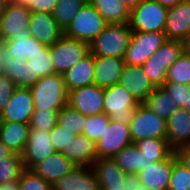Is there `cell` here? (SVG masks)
I'll use <instances>...</instances> for the list:
<instances>
[{
  "instance_id": "obj_7",
  "label": "cell",
  "mask_w": 190,
  "mask_h": 190,
  "mask_svg": "<svg viewBox=\"0 0 190 190\" xmlns=\"http://www.w3.org/2000/svg\"><path fill=\"white\" fill-rule=\"evenodd\" d=\"M107 24L97 9L90 3H86L64 31V35L90 44Z\"/></svg>"
},
{
  "instance_id": "obj_32",
  "label": "cell",
  "mask_w": 190,
  "mask_h": 190,
  "mask_svg": "<svg viewBox=\"0 0 190 190\" xmlns=\"http://www.w3.org/2000/svg\"><path fill=\"white\" fill-rule=\"evenodd\" d=\"M135 144L149 162L164 161L174 152L166 138H145Z\"/></svg>"
},
{
  "instance_id": "obj_26",
  "label": "cell",
  "mask_w": 190,
  "mask_h": 190,
  "mask_svg": "<svg viewBox=\"0 0 190 190\" xmlns=\"http://www.w3.org/2000/svg\"><path fill=\"white\" fill-rule=\"evenodd\" d=\"M29 123L0 121V140L14 153L22 155L29 136Z\"/></svg>"
},
{
  "instance_id": "obj_9",
  "label": "cell",
  "mask_w": 190,
  "mask_h": 190,
  "mask_svg": "<svg viewBox=\"0 0 190 190\" xmlns=\"http://www.w3.org/2000/svg\"><path fill=\"white\" fill-rule=\"evenodd\" d=\"M166 41L164 32H133L123 60L127 65L142 66Z\"/></svg>"
},
{
  "instance_id": "obj_22",
  "label": "cell",
  "mask_w": 190,
  "mask_h": 190,
  "mask_svg": "<svg viewBox=\"0 0 190 190\" xmlns=\"http://www.w3.org/2000/svg\"><path fill=\"white\" fill-rule=\"evenodd\" d=\"M75 166L61 152H55L36 164L31 170L52 185L69 173Z\"/></svg>"
},
{
  "instance_id": "obj_53",
  "label": "cell",
  "mask_w": 190,
  "mask_h": 190,
  "mask_svg": "<svg viewBox=\"0 0 190 190\" xmlns=\"http://www.w3.org/2000/svg\"><path fill=\"white\" fill-rule=\"evenodd\" d=\"M10 1L9 0H0V18L3 16L5 13L7 6L9 5Z\"/></svg>"
},
{
  "instance_id": "obj_38",
  "label": "cell",
  "mask_w": 190,
  "mask_h": 190,
  "mask_svg": "<svg viewBox=\"0 0 190 190\" xmlns=\"http://www.w3.org/2000/svg\"><path fill=\"white\" fill-rule=\"evenodd\" d=\"M109 122L110 117L104 113L93 116H86V119L84 120L82 135L87 136L92 141L97 143L103 136V133L106 127H108Z\"/></svg>"
},
{
  "instance_id": "obj_18",
  "label": "cell",
  "mask_w": 190,
  "mask_h": 190,
  "mask_svg": "<svg viewBox=\"0 0 190 190\" xmlns=\"http://www.w3.org/2000/svg\"><path fill=\"white\" fill-rule=\"evenodd\" d=\"M164 33L167 40L182 42L190 36V0H183L176 6L168 8Z\"/></svg>"
},
{
  "instance_id": "obj_34",
  "label": "cell",
  "mask_w": 190,
  "mask_h": 190,
  "mask_svg": "<svg viewBox=\"0 0 190 190\" xmlns=\"http://www.w3.org/2000/svg\"><path fill=\"white\" fill-rule=\"evenodd\" d=\"M85 4L83 0H58L52 15L65 31Z\"/></svg>"
},
{
  "instance_id": "obj_23",
  "label": "cell",
  "mask_w": 190,
  "mask_h": 190,
  "mask_svg": "<svg viewBox=\"0 0 190 190\" xmlns=\"http://www.w3.org/2000/svg\"><path fill=\"white\" fill-rule=\"evenodd\" d=\"M94 84L107 88L119 83L125 62L117 57H94Z\"/></svg>"
},
{
  "instance_id": "obj_1",
  "label": "cell",
  "mask_w": 190,
  "mask_h": 190,
  "mask_svg": "<svg viewBox=\"0 0 190 190\" xmlns=\"http://www.w3.org/2000/svg\"><path fill=\"white\" fill-rule=\"evenodd\" d=\"M129 23L107 24L104 30L89 44L94 57L123 58L132 38Z\"/></svg>"
},
{
  "instance_id": "obj_3",
  "label": "cell",
  "mask_w": 190,
  "mask_h": 190,
  "mask_svg": "<svg viewBox=\"0 0 190 190\" xmlns=\"http://www.w3.org/2000/svg\"><path fill=\"white\" fill-rule=\"evenodd\" d=\"M182 53H184L182 41L167 40L145 61L142 68L155 87H161L166 83L168 68Z\"/></svg>"
},
{
  "instance_id": "obj_40",
  "label": "cell",
  "mask_w": 190,
  "mask_h": 190,
  "mask_svg": "<svg viewBox=\"0 0 190 190\" xmlns=\"http://www.w3.org/2000/svg\"><path fill=\"white\" fill-rule=\"evenodd\" d=\"M58 117L59 111L51 108L35 109L29 122L30 129L51 131L58 124Z\"/></svg>"
},
{
  "instance_id": "obj_58",
  "label": "cell",
  "mask_w": 190,
  "mask_h": 190,
  "mask_svg": "<svg viewBox=\"0 0 190 190\" xmlns=\"http://www.w3.org/2000/svg\"><path fill=\"white\" fill-rule=\"evenodd\" d=\"M85 3H89L91 0H83Z\"/></svg>"
},
{
  "instance_id": "obj_41",
  "label": "cell",
  "mask_w": 190,
  "mask_h": 190,
  "mask_svg": "<svg viewBox=\"0 0 190 190\" xmlns=\"http://www.w3.org/2000/svg\"><path fill=\"white\" fill-rule=\"evenodd\" d=\"M20 190H52V185L32 170L24 169L19 179Z\"/></svg>"
},
{
  "instance_id": "obj_43",
  "label": "cell",
  "mask_w": 190,
  "mask_h": 190,
  "mask_svg": "<svg viewBox=\"0 0 190 190\" xmlns=\"http://www.w3.org/2000/svg\"><path fill=\"white\" fill-rule=\"evenodd\" d=\"M75 136L73 132L67 131L59 124L50 131V140L56 152H62L65 148H68L72 138Z\"/></svg>"
},
{
  "instance_id": "obj_36",
  "label": "cell",
  "mask_w": 190,
  "mask_h": 190,
  "mask_svg": "<svg viewBox=\"0 0 190 190\" xmlns=\"http://www.w3.org/2000/svg\"><path fill=\"white\" fill-rule=\"evenodd\" d=\"M85 119V115L66 105L59 111L58 124L75 135H82Z\"/></svg>"
},
{
  "instance_id": "obj_48",
  "label": "cell",
  "mask_w": 190,
  "mask_h": 190,
  "mask_svg": "<svg viewBox=\"0 0 190 190\" xmlns=\"http://www.w3.org/2000/svg\"><path fill=\"white\" fill-rule=\"evenodd\" d=\"M14 152L0 140V159L10 157Z\"/></svg>"
},
{
  "instance_id": "obj_49",
  "label": "cell",
  "mask_w": 190,
  "mask_h": 190,
  "mask_svg": "<svg viewBox=\"0 0 190 190\" xmlns=\"http://www.w3.org/2000/svg\"><path fill=\"white\" fill-rule=\"evenodd\" d=\"M0 190H20L19 181L0 184Z\"/></svg>"
},
{
  "instance_id": "obj_12",
  "label": "cell",
  "mask_w": 190,
  "mask_h": 190,
  "mask_svg": "<svg viewBox=\"0 0 190 190\" xmlns=\"http://www.w3.org/2000/svg\"><path fill=\"white\" fill-rule=\"evenodd\" d=\"M104 88L95 84L69 91L68 105L85 116L104 113Z\"/></svg>"
},
{
  "instance_id": "obj_21",
  "label": "cell",
  "mask_w": 190,
  "mask_h": 190,
  "mask_svg": "<svg viewBox=\"0 0 190 190\" xmlns=\"http://www.w3.org/2000/svg\"><path fill=\"white\" fill-rule=\"evenodd\" d=\"M173 168V153L164 161L147 165L137 175L141 185L154 190H168Z\"/></svg>"
},
{
  "instance_id": "obj_27",
  "label": "cell",
  "mask_w": 190,
  "mask_h": 190,
  "mask_svg": "<svg viewBox=\"0 0 190 190\" xmlns=\"http://www.w3.org/2000/svg\"><path fill=\"white\" fill-rule=\"evenodd\" d=\"M3 44L8 56L26 61L46 47L31 35L12 36L11 39L3 41Z\"/></svg>"
},
{
  "instance_id": "obj_54",
  "label": "cell",
  "mask_w": 190,
  "mask_h": 190,
  "mask_svg": "<svg viewBox=\"0 0 190 190\" xmlns=\"http://www.w3.org/2000/svg\"><path fill=\"white\" fill-rule=\"evenodd\" d=\"M4 55H5V47L3 41L0 40V72H1V61Z\"/></svg>"
},
{
  "instance_id": "obj_16",
  "label": "cell",
  "mask_w": 190,
  "mask_h": 190,
  "mask_svg": "<svg viewBox=\"0 0 190 190\" xmlns=\"http://www.w3.org/2000/svg\"><path fill=\"white\" fill-rule=\"evenodd\" d=\"M29 31L32 37L46 46L53 45L64 36V30L53 15L48 13L31 12Z\"/></svg>"
},
{
  "instance_id": "obj_29",
  "label": "cell",
  "mask_w": 190,
  "mask_h": 190,
  "mask_svg": "<svg viewBox=\"0 0 190 190\" xmlns=\"http://www.w3.org/2000/svg\"><path fill=\"white\" fill-rule=\"evenodd\" d=\"M101 17L108 24H125L130 22V11L121 0H91Z\"/></svg>"
},
{
  "instance_id": "obj_37",
  "label": "cell",
  "mask_w": 190,
  "mask_h": 190,
  "mask_svg": "<svg viewBox=\"0 0 190 190\" xmlns=\"http://www.w3.org/2000/svg\"><path fill=\"white\" fill-rule=\"evenodd\" d=\"M166 83L190 85V57L185 53L168 68Z\"/></svg>"
},
{
  "instance_id": "obj_14",
  "label": "cell",
  "mask_w": 190,
  "mask_h": 190,
  "mask_svg": "<svg viewBox=\"0 0 190 190\" xmlns=\"http://www.w3.org/2000/svg\"><path fill=\"white\" fill-rule=\"evenodd\" d=\"M35 110L33 95L29 88L17 87L8 104L0 114V121L29 123Z\"/></svg>"
},
{
  "instance_id": "obj_35",
  "label": "cell",
  "mask_w": 190,
  "mask_h": 190,
  "mask_svg": "<svg viewBox=\"0 0 190 190\" xmlns=\"http://www.w3.org/2000/svg\"><path fill=\"white\" fill-rule=\"evenodd\" d=\"M23 170L22 155L13 153L10 157L0 159V184L19 181Z\"/></svg>"
},
{
  "instance_id": "obj_17",
  "label": "cell",
  "mask_w": 190,
  "mask_h": 190,
  "mask_svg": "<svg viewBox=\"0 0 190 190\" xmlns=\"http://www.w3.org/2000/svg\"><path fill=\"white\" fill-rule=\"evenodd\" d=\"M118 84L128 90L140 104L156 88L145 74L142 66H131L127 64L123 68Z\"/></svg>"
},
{
  "instance_id": "obj_31",
  "label": "cell",
  "mask_w": 190,
  "mask_h": 190,
  "mask_svg": "<svg viewBox=\"0 0 190 190\" xmlns=\"http://www.w3.org/2000/svg\"><path fill=\"white\" fill-rule=\"evenodd\" d=\"M143 104L165 120L173 115L178 108L176 102L172 100L163 86L156 87Z\"/></svg>"
},
{
  "instance_id": "obj_8",
  "label": "cell",
  "mask_w": 190,
  "mask_h": 190,
  "mask_svg": "<svg viewBox=\"0 0 190 190\" xmlns=\"http://www.w3.org/2000/svg\"><path fill=\"white\" fill-rule=\"evenodd\" d=\"M132 142L145 138H166L167 120L149 110L143 103L139 104L129 123Z\"/></svg>"
},
{
  "instance_id": "obj_44",
  "label": "cell",
  "mask_w": 190,
  "mask_h": 190,
  "mask_svg": "<svg viewBox=\"0 0 190 190\" xmlns=\"http://www.w3.org/2000/svg\"><path fill=\"white\" fill-rule=\"evenodd\" d=\"M17 86L6 75L0 72V114L8 104Z\"/></svg>"
},
{
  "instance_id": "obj_55",
  "label": "cell",
  "mask_w": 190,
  "mask_h": 190,
  "mask_svg": "<svg viewBox=\"0 0 190 190\" xmlns=\"http://www.w3.org/2000/svg\"><path fill=\"white\" fill-rule=\"evenodd\" d=\"M31 2V0H21L18 4H22V5H28Z\"/></svg>"
},
{
  "instance_id": "obj_4",
  "label": "cell",
  "mask_w": 190,
  "mask_h": 190,
  "mask_svg": "<svg viewBox=\"0 0 190 190\" xmlns=\"http://www.w3.org/2000/svg\"><path fill=\"white\" fill-rule=\"evenodd\" d=\"M54 73L63 75L90 53L89 43L63 36L49 46Z\"/></svg>"
},
{
  "instance_id": "obj_30",
  "label": "cell",
  "mask_w": 190,
  "mask_h": 190,
  "mask_svg": "<svg viewBox=\"0 0 190 190\" xmlns=\"http://www.w3.org/2000/svg\"><path fill=\"white\" fill-rule=\"evenodd\" d=\"M26 66L28 67V88L44 76L54 74L49 46H46L41 53L35 54L30 60L26 61Z\"/></svg>"
},
{
  "instance_id": "obj_6",
  "label": "cell",
  "mask_w": 190,
  "mask_h": 190,
  "mask_svg": "<svg viewBox=\"0 0 190 190\" xmlns=\"http://www.w3.org/2000/svg\"><path fill=\"white\" fill-rule=\"evenodd\" d=\"M104 114L111 121L129 124L137 106L140 104L136 98L123 86L116 84L104 88Z\"/></svg>"
},
{
  "instance_id": "obj_45",
  "label": "cell",
  "mask_w": 190,
  "mask_h": 190,
  "mask_svg": "<svg viewBox=\"0 0 190 190\" xmlns=\"http://www.w3.org/2000/svg\"><path fill=\"white\" fill-rule=\"evenodd\" d=\"M58 0H31L27 5L31 12L52 14Z\"/></svg>"
},
{
  "instance_id": "obj_24",
  "label": "cell",
  "mask_w": 190,
  "mask_h": 190,
  "mask_svg": "<svg viewBox=\"0 0 190 190\" xmlns=\"http://www.w3.org/2000/svg\"><path fill=\"white\" fill-rule=\"evenodd\" d=\"M61 153L76 166L92 167L98 158L96 143L84 135H76L72 138L68 148Z\"/></svg>"
},
{
  "instance_id": "obj_50",
  "label": "cell",
  "mask_w": 190,
  "mask_h": 190,
  "mask_svg": "<svg viewBox=\"0 0 190 190\" xmlns=\"http://www.w3.org/2000/svg\"><path fill=\"white\" fill-rule=\"evenodd\" d=\"M153 1H157L166 8H171L176 6L178 3L182 2L183 0H153Z\"/></svg>"
},
{
  "instance_id": "obj_15",
  "label": "cell",
  "mask_w": 190,
  "mask_h": 190,
  "mask_svg": "<svg viewBox=\"0 0 190 190\" xmlns=\"http://www.w3.org/2000/svg\"><path fill=\"white\" fill-rule=\"evenodd\" d=\"M100 190H126L127 174L116 164L113 158H97L92 165Z\"/></svg>"
},
{
  "instance_id": "obj_13",
  "label": "cell",
  "mask_w": 190,
  "mask_h": 190,
  "mask_svg": "<svg viewBox=\"0 0 190 190\" xmlns=\"http://www.w3.org/2000/svg\"><path fill=\"white\" fill-rule=\"evenodd\" d=\"M49 130H29L28 141L22 154L24 169L31 170L36 164L55 153Z\"/></svg>"
},
{
  "instance_id": "obj_20",
  "label": "cell",
  "mask_w": 190,
  "mask_h": 190,
  "mask_svg": "<svg viewBox=\"0 0 190 190\" xmlns=\"http://www.w3.org/2000/svg\"><path fill=\"white\" fill-rule=\"evenodd\" d=\"M52 190H100L95 172L89 166H75L52 184Z\"/></svg>"
},
{
  "instance_id": "obj_19",
  "label": "cell",
  "mask_w": 190,
  "mask_h": 190,
  "mask_svg": "<svg viewBox=\"0 0 190 190\" xmlns=\"http://www.w3.org/2000/svg\"><path fill=\"white\" fill-rule=\"evenodd\" d=\"M166 141L174 152L190 146V113L185 109L177 108L167 119Z\"/></svg>"
},
{
  "instance_id": "obj_2",
  "label": "cell",
  "mask_w": 190,
  "mask_h": 190,
  "mask_svg": "<svg viewBox=\"0 0 190 190\" xmlns=\"http://www.w3.org/2000/svg\"><path fill=\"white\" fill-rule=\"evenodd\" d=\"M29 89L33 95L35 109L51 108L60 111L68 105L69 92L61 74L44 76Z\"/></svg>"
},
{
  "instance_id": "obj_10",
  "label": "cell",
  "mask_w": 190,
  "mask_h": 190,
  "mask_svg": "<svg viewBox=\"0 0 190 190\" xmlns=\"http://www.w3.org/2000/svg\"><path fill=\"white\" fill-rule=\"evenodd\" d=\"M133 144L129 124L111 121L96 143L98 158H113L120 150Z\"/></svg>"
},
{
  "instance_id": "obj_57",
  "label": "cell",
  "mask_w": 190,
  "mask_h": 190,
  "mask_svg": "<svg viewBox=\"0 0 190 190\" xmlns=\"http://www.w3.org/2000/svg\"><path fill=\"white\" fill-rule=\"evenodd\" d=\"M9 1H12V2H15V3H19L21 0H9Z\"/></svg>"
},
{
  "instance_id": "obj_5",
  "label": "cell",
  "mask_w": 190,
  "mask_h": 190,
  "mask_svg": "<svg viewBox=\"0 0 190 190\" xmlns=\"http://www.w3.org/2000/svg\"><path fill=\"white\" fill-rule=\"evenodd\" d=\"M168 8L157 1L143 0L130 12V28L133 32H164Z\"/></svg>"
},
{
  "instance_id": "obj_11",
  "label": "cell",
  "mask_w": 190,
  "mask_h": 190,
  "mask_svg": "<svg viewBox=\"0 0 190 190\" xmlns=\"http://www.w3.org/2000/svg\"><path fill=\"white\" fill-rule=\"evenodd\" d=\"M31 11L26 5L10 1L0 18V40L6 41L12 36L31 35L29 20Z\"/></svg>"
},
{
  "instance_id": "obj_42",
  "label": "cell",
  "mask_w": 190,
  "mask_h": 190,
  "mask_svg": "<svg viewBox=\"0 0 190 190\" xmlns=\"http://www.w3.org/2000/svg\"><path fill=\"white\" fill-rule=\"evenodd\" d=\"M163 87L167 90L172 100L176 102L177 107L184 109L190 96V85L179 83H165Z\"/></svg>"
},
{
  "instance_id": "obj_52",
  "label": "cell",
  "mask_w": 190,
  "mask_h": 190,
  "mask_svg": "<svg viewBox=\"0 0 190 190\" xmlns=\"http://www.w3.org/2000/svg\"><path fill=\"white\" fill-rule=\"evenodd\" d=\"M183 52L190 57V36L183 41Z\"/></svg>"
},
{
  "instance_id": "obj_56",
  "label": "cell",
  "mask_w": 190,
  "mask_h": 190,
  "mask_svg": "<svg viewBox=\"0 0 190 190\" xmlns=\"http://www.w3.org/2000/svg\"><path fill=\"white\" fill-rule=\"evenodd\" d=\"M184 109L190 113V96H189V99L187 101V105Z\"/></svg>"
},
{
  "instance_id": "obj_25",
  "label": "cell",
  "mask_w": 190,
  "mask_h": 190,
  "mask_svg": "<svg viewBox=\"0 0 190 190\" xmlns=\"http://www.w3.org/2000/svg\"><path fill=\"white\" fill-rule=\"evenodd\" d=\"M94 55L89 53L85 58L70 68L62 76L69 91L94 84Z\"/></svg>"
},
{
  "instance_id": "obj_46",
  "label": "cell",
  "mask_w": 190,
  "mask_h": 190,
  "mask_svg": "<svg viewBox=\"0 0 190 190\" xmlns=\"http://www.w3.org/2000/svg\"><path fill=\"white\" fill-rule=\"evenodd\" d=\"M125 183H128V189L126 190H154L141 185L138 175L127 174L125 178Z\"/></svg>"
},
{
  "instance_id": "obj_47",
  "label": "cell",
  "mask_w": 190,
  "mask_h": 190,
  "mask_svg": "<svg viewBox=\"0 0 190 190\" xmlns=\"http://www.w3.org/2000/svg\"><path fill=\"white\" fill-rule=\"evenodd\" d=\"M175 154L177 159L190 169V146L177 149Z\"/></svg>"
},
{
  "instance_id": "obj_28",
  "label": "cell",
  "mask_w": 190,
  "mask_h": 190,
  "mask_svg": "<svg viewBox=\"0 0 190 190\" xmlns=\"http://www.w3.org/2000/svg\"><path fill=\"white\" fill-rule=\"evenodd\" d=\"M113 160L126 174L134 175L153 163L146 159L135 143L120 150Z\"/></svg>"
},
{
  "instance_id": "obj_51",
  "label": "cell",
  "mask_w": 190,
  "mask_h": 190,
  "mask_svg": "<svg viewBox=\"0 0 190 190\" xmlns=\"http://www.w3.org/2000/svg\"><path fill=\"white\" fill-rule=\"evenodd\" d=\"M131 12L137 7L143 0H121Z\"/></svg>"
},
{
  "instance_id": "obj_39",
  "label": "cell",
  "mask_w": 190,
  "mask_h": 190,
  "mask_svg": "<svg viewBox=\"0 0 190 190\" xmlns=\"http://www.w3.org/2000/svg\"><path fill=\"white\" fill-rule=\"evenodd\" d=\"M168 190H190V169L173 152V168Z\"/></svg>"
},
{
  "instance_id": "obj_33",
  "label": "cell",
  "mask_w": 190,
  "mask_h": 190,
  "mask_svg": "<svg viewBox=\"0 0 190 190\" xmlns=\"http://www.w3.org/2000/svg\"><path fill=\"white\" fill-rule=\"evenodd\" d=\"M1 72L17 87L28 88V67L26 60L12 58L6 53L1 61Z\"/></svg>"
}]
</instances>
